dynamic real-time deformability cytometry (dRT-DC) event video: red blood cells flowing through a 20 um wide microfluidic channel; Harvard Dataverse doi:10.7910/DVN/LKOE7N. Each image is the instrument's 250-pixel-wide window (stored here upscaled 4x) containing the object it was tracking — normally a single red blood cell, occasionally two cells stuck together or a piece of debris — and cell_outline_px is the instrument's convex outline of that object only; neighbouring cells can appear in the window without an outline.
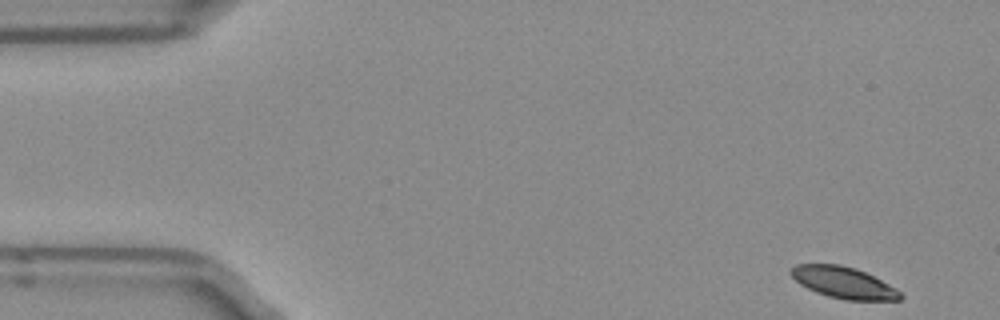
{"species": "Egyptian fruit bat (a non-hibernating species)", "species_latin": "Rousettus aegyptiacus", "temperature_condition": "room temperature", "stored_images_in_passage": 5, "segment_of_instrument_passage": [1, 2], "camera_frame_rate_fps": 3000, "um_per_image_px": 0.085, "frame": {"image": 1, "passage_image": 1, "time_ms": 0.0, "image_size_px": [1000, 320], "cell_outline_px": [[904, 296], [900, 300], [844, 300], [828, 296], [816, 292], [800, 284], [788, 272], [796, 264], [840, 264], [856, 268], [896, 288]], "centroid_in_image_um": [71.7, 24.02], "position_along_channel_um": 13.3, "area_um2": 19.94}}
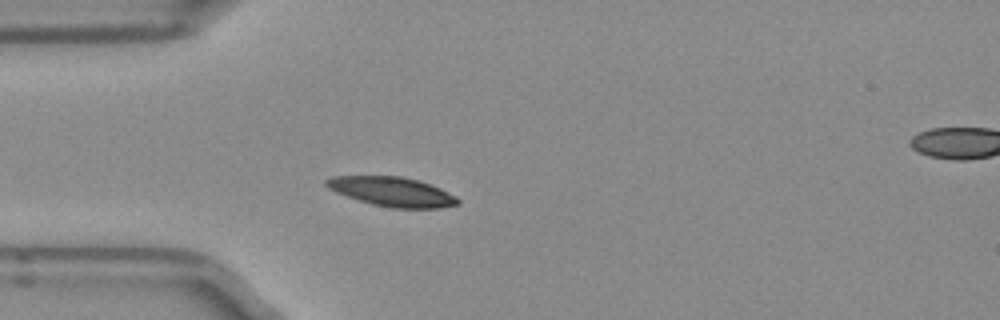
{"frame": {"image": 2, "passage_image": 4, "time_ms": 1.0, "image_size_px": [1000, 320], "cell_outline_px": [[460, 204], [440, 208], [388, 208], [372, 204], [336, 192], [328, 188], [324, 184], [324, 180], [332, 176], [400, 176], [420, 180], [440, 188], [456, 196], [460, 200]], "centroid_in_image_um": [33.35, 16.29], "position_along_channel_um": 51.7, "area_um2": 22.6}}